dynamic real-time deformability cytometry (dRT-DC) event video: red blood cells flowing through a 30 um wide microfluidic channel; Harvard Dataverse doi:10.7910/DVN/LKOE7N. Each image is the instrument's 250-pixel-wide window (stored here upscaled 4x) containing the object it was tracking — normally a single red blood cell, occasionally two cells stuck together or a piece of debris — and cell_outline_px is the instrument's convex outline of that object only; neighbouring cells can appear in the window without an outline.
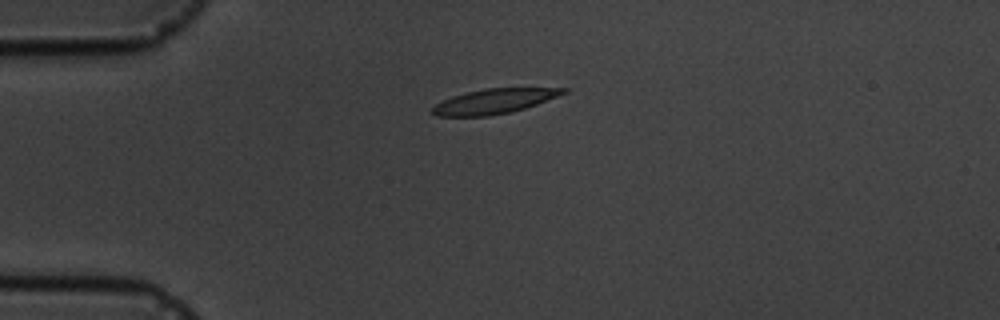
{"species": "common noctule bat (a hibernating species)", "species_latin": "Nyctalus noctula", "temperature_condition": "cold", "stored_images_in_passage": 13, "camera_frame_rate_fps": 3000, "um_per_image_px": 0.085, "animal": {"sex": "male", "body_mass_g": 19.5, "forearm_length_mm": 54.6}, "frame": {"image": 1, "passage_image": 1, "time_ms": 0.0, "image_size_px": [1000, 320], "cell_outline_px": [[568, 92], [536, 104], [512, 112], [488, 116], [436, 116], [432, 112], [432, 108], [436, 104], [452, 96], [484, 88], [568, 88]], "centroid_in_image_um": [42.0, 8.61], "position_along_channel_um": 43.0, "area_um2": 18.73}}
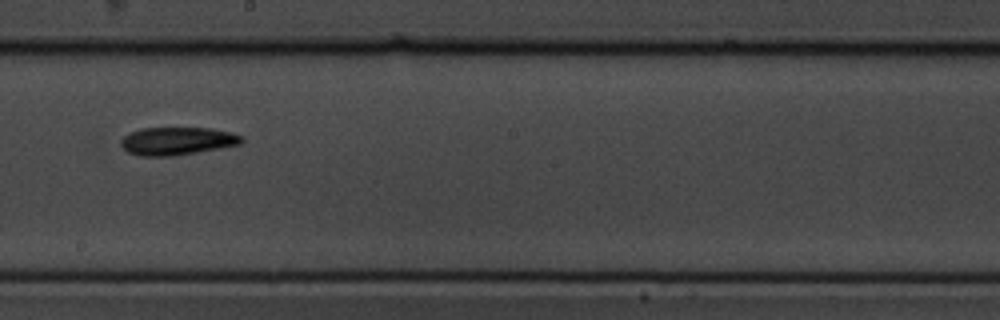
{"frame": {"image": 2, "passage_image": 6, "time_ms": 6.0, "image_size_px": [1000, 320], "cell_outline_px": [[244, 140], [240, 144], [196, 152], [172, 156], [144, 156], [128, 152], [120, 144], [120, 140], [124, 136], [140, 128], [212, 128], [232, 132], [244, 136]], "centroid_in_image_um": [15.08, 11.97], "position_along_channel_um": 233.1, "area_um2": 19.54}}
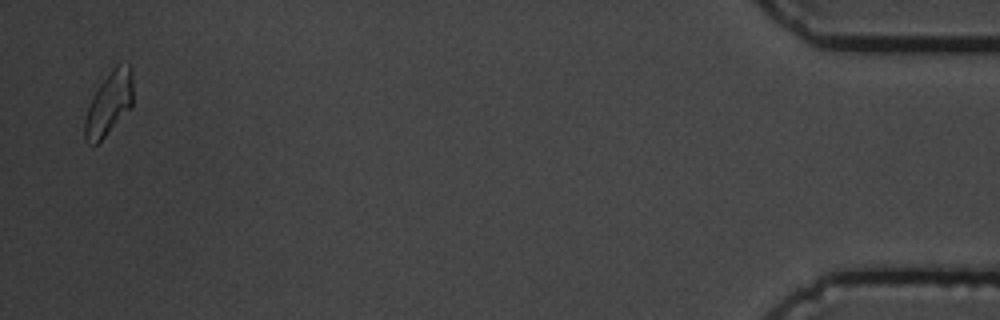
{"frame": {"image": 3, "passage_image": 13, "time_ms": 13.667, "image_size_px": [1000, 320], "cell_outline_px": [[132, 104], [104, 136], [96, 144], [88, 144], [84, 140], [84, 120], [92, 96], [100, 84], [112, 68], [116, 64], [128, 64], [132, 68]], "centroid_in_image_um": [9.24, 8.77], "position_along_channel_um": 426.0, "area_um2": 17.4}, "authors_computed_cell_mechanics": {"area_um2": 18.7272, "velocity_mm_per_s": 3.6045, "shape_relaxation_time_tau1_ms": 2.4536, "shape_relaxation_time_tau2_ms": 3.6862, "deformation_change_tau1": 0.1484, "deformation_change_tau2": 0.1076}}